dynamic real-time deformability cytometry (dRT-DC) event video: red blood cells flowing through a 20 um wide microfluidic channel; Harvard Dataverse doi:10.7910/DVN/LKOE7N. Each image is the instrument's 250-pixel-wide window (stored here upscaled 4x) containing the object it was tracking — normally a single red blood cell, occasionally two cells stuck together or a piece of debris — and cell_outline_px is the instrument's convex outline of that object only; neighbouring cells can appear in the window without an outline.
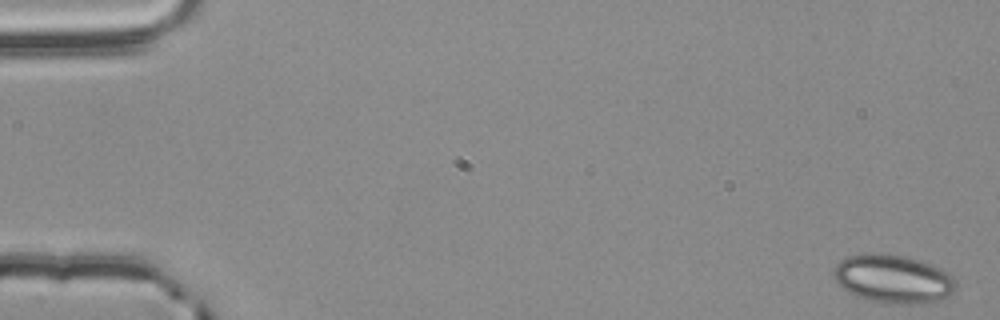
{"species": "common noctule bat (a hibernating species)", "species_latin": "Nyctalus noctula", "temperature_condition": "room temperature", "stored_images_in_passage": 56, "camera_frame_rate_fps": 3000, "um_per_image_px": 0.085, "animal": {"sex": "male", "body_mass_g": 20.4}, "frame": {"image": 1, "passage_image": 1, "time_ms": 0.0, "image_size_px": [1000, 320], "cell_outline_px": [[956, 288], [948, 296], [932, 304], [888, 304], [868, 300], [856, 296], [840, 288], [832, 272], [836, 264], [840, 260], [848, 256], [864, 252], [880, 252], [908, 256], [932, 264], [948, 272], [956, 280]], "centroid_in_image_um": [75.92, 23.7], "position_along_channel_um": 9.1, "area_um2": 35.49}}
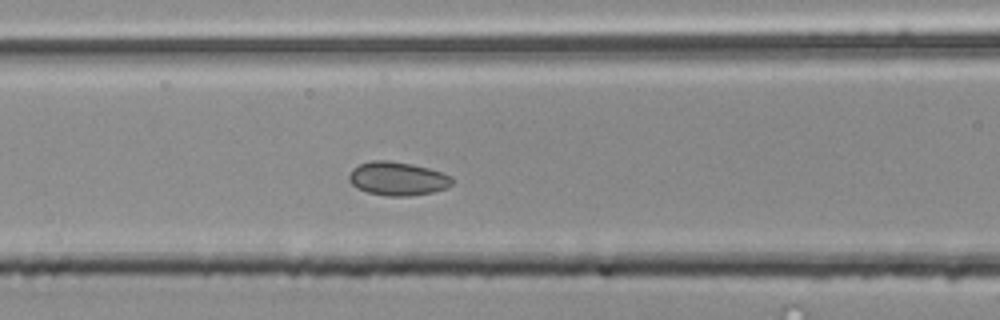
{"frame": {"image": 2, "passage_image": 24, "time_ms": 7.667, "image_size_px": [1000, 320], "cell_outline_px": [[456, 180], [452, 184], [444, 188], [432, 192], [408, 196], [388, 196], [368, 192], [356, 188], [348, 180], [348, 176], [352, 168], [360, 164], [372, 160], [388, 160], [412, 164], [428, 168], [452, 176]], "centroid_in_image_um": [33.78, 15.18], "position_along_channel_um": 132.8, "area_um2": 20.23}}
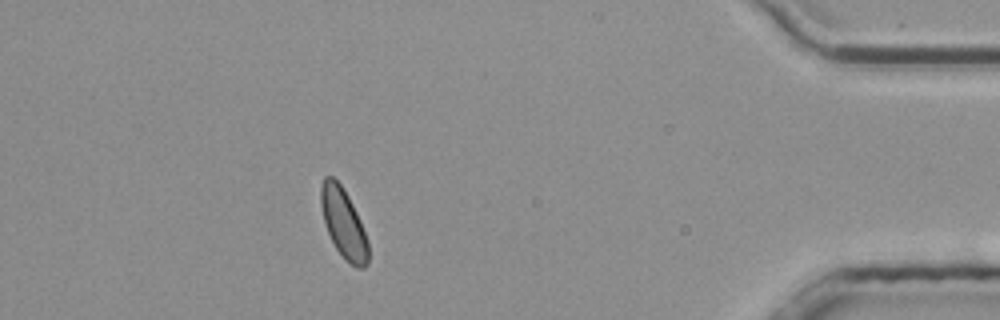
{"frame": {"image": 3, "passage_image": 50, "time_ms": 16.333, "image_size_px": [1000, 320], "cell_outline_px": [[368, 264], [364, 268], [356, 268], [336, 248], [328, 232], [324, 220], [320, 204], [320, 188], [324, 176], [332, 176], [344, 188], [356, 212], [368, 240]], "centroid_in_image_um": [29.19, 18.94], "position_along_channel_um": 406.0, "area_um2": 18.84}, "authors_computed_cell_mechanics": {"area_um2": 19.5075, "velocity_mm_per_s": 3.7508, "shape_relaxation_time_tau1_ms": null, "shape_relaxation_time_tau2_ms": 4.0689, "deformation_change_tau1": null, "deformation_change_tau2": 0.0763}}